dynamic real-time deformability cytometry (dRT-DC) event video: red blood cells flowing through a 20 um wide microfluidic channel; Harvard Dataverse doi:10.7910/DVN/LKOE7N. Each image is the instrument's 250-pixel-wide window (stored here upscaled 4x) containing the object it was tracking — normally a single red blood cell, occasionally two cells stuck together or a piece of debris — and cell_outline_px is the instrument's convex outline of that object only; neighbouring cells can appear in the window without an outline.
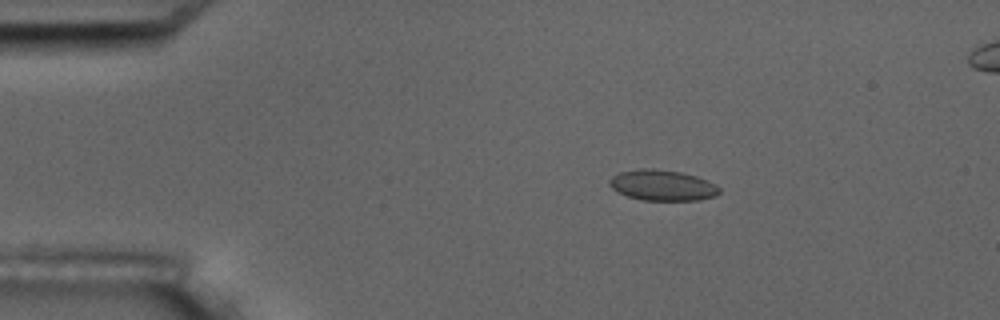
{"species": "common noctule bat (a hibernating species)", "species_latin": "Nyctalus noctula", "temperature_condition": "room temperature", "stored_images_in_passage": 5, "camera_frame_rate_fps": 3000, "um_per_image_px": 0.085, "animal": {"sex": "male", "body_mass_g": 17.5, "forearm_length_mm": 52.3}, "frame": {"image": 1, "passage_image": 3, "time_ms": 2.333, "image_size_px": [1000, 320], "cell_outline_px": [[720, 192], [716, 196], [700, 200], [644, 200], [628, 196], [616, 192], [608, 184], [608, 180], [612, 176], [620, 172], [640, 168], [652, 168], [680, 172], [696, 176], [716, 184], [720, 188]], "centroid_in_image_um": [56.29, 15.75], "position_along_channel_um": 28.7, "area_um2": 19.77}}